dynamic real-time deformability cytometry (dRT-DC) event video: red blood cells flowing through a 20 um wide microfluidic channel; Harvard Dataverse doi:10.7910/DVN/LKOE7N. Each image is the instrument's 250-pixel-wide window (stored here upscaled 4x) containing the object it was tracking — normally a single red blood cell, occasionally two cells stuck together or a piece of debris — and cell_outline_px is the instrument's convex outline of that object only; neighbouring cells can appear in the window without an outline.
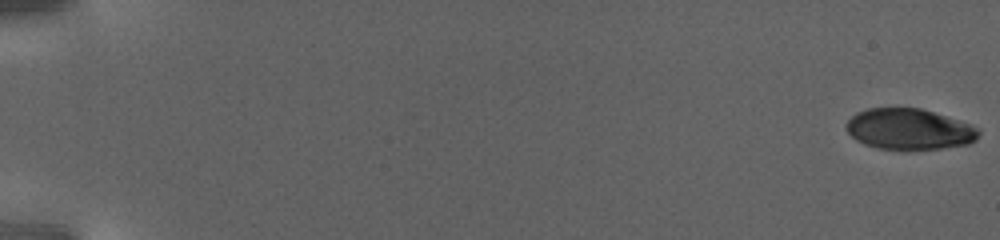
{"species": "human", "species_latin": "Homo sapiens", "temperature_condition": "warm", "stored_images_in_passage": 106, "camera_frame_rate_fps": 3000, "um_per_image_px": 0.085, "donor": {"sex": "female"}, "frame": {"image": 1, "passage_image": 1, "time_ms": 0.0, "image_size_px": [1000, 240], "cell_outline_px": [[980, 132], [976, 140], [968, 144], [940, 148], [908, 152], [876, 148], [864, 144], [856, 140], [848, 132], [844, 124], [856, 112], [868, 108], [920, 108], [972, 124], [980, 128]], "centroid_in_image_um": [77.28, 11.01], "position_along_channel_um": 7.7, "area_um2": 32.25}}
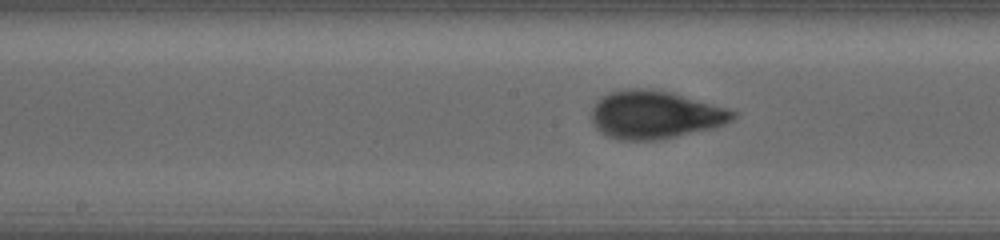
{"frame": {"image": 2, "passage_image": 58, "time_ms": 19.0, "image_size_px": [1000, 240], "cell_outline_px": [[736, 116], [732, 120], [724, 124], [712, 128], [676, 136], [656, 140], [620, 140], [608, 136], [600, 132], [592, 124], [592, 104], [600, 96], [608, 92], [628, 88], [652, 88], [672, 92], [728, 108], [736, 112]], "centroid_in_image_um": [55.63, 9.73], "position_along_channel_um": 192.6, "area_um2": 39.88}}
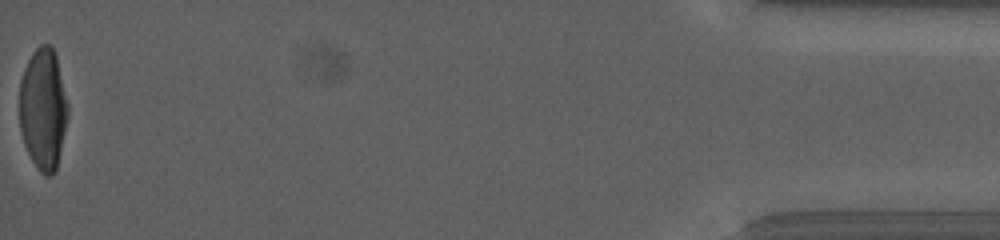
{"frame": {"image": 3, "passage_image": 106, "time_ms": 35.0, "image_size_px": [1000, 240], "cell_outline_px": [[68, 116], [56, 168], [52, 176], [44, 176], [40, 172], [32, 160], [24, 144], [20, 132], [20, 80], [24, 68], [32, 52], [40, 44], [48, 44], [52, 48], [56, 56], [68, 104]], "centroid_in_image_um": [3.66, 9.26], "position_along_channel_um": 431.5, "area_um2": 34.16}}